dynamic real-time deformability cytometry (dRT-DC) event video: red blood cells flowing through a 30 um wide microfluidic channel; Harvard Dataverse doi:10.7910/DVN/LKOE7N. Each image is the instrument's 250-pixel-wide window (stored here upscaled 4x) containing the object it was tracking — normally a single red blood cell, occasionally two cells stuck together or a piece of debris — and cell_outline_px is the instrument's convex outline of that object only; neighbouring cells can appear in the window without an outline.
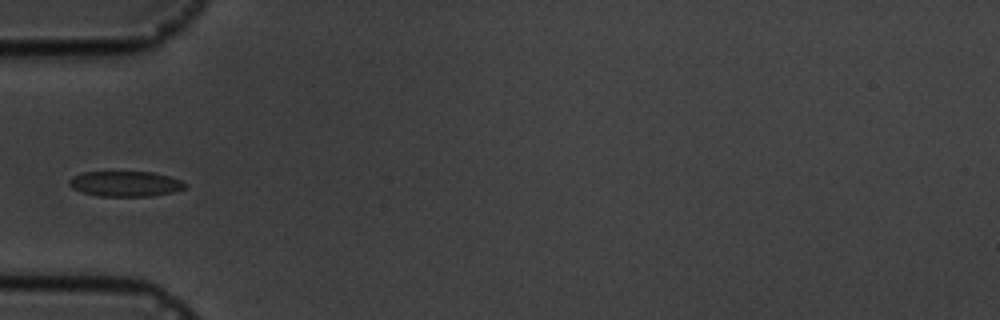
{"species": "common noctule bat (a hibernating species)", "species_latin": "Nyctalus noctula", "temperature_condition": "cold", "stored_images_in_passage": 1, "camera_frame_rate_fps": 3000, "um_per_image_px": 0.085, "animal": {"sex": "male", "body_mass_g": 19.5, "forearm_length_mm": 54.6}, "frame": {"image": 1, "passage_image": 1, "time_ms": 0.0, "image_size_px": [1000, 320], "cell_outline_px": [[188, 184], [184, 188], [172, 192], [152, 196], [100, 196], [80, 192], [72, 188], [68, 184], [68, 180], [72, 176], [84, 172], [152, 172], [168, 176], [180, 180]], "centroid_in_image_um": [10.62, 15.62], "position_along_channel_um": 74.4, "area_um2": 17.11}}